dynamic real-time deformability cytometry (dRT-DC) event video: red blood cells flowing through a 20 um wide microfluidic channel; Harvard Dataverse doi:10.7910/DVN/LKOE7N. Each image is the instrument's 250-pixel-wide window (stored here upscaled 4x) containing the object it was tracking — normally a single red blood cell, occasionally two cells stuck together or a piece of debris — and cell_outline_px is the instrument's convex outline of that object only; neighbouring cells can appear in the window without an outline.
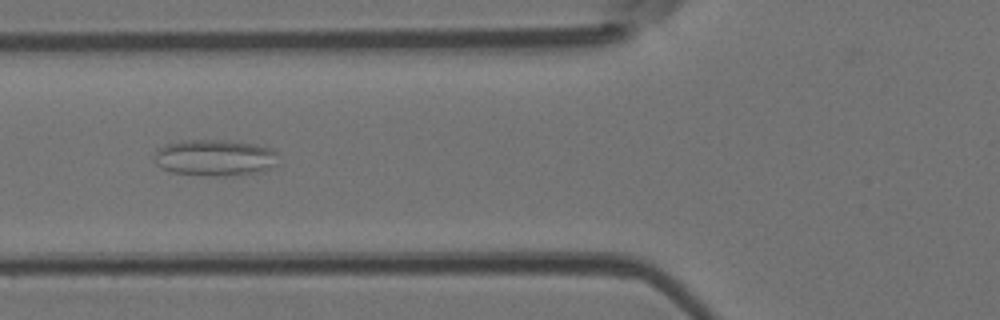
{"species": "Egyptian fruit bat (a non-hibernating species)", "species_latin": "Rousettus aegyptiacus", "temperature_condition": "room temperature", "stored_images_in_passage": 55, "camera_frame_rate_fps": 3000, "um_per_image_px": 0.085, "animal": {"sex": "female"}, "frame": {"image": 1, "passage_image": 21, "time_ms": 6.667, "image_size_px": [1000, 320], "cell_outline_px": [[276, 164], [264, 172], [224, 176], [204, 176], [172, 172], [160, 168], [156, 164], [156, 148], [164, 144], [184, 140], [232, 140], [256, 144], [272, 148], [276, 152]], "centroid_in_image_um": [18.27, 13.4], "position_along_channel_um": 107.5, "area_um2": 26.7}}
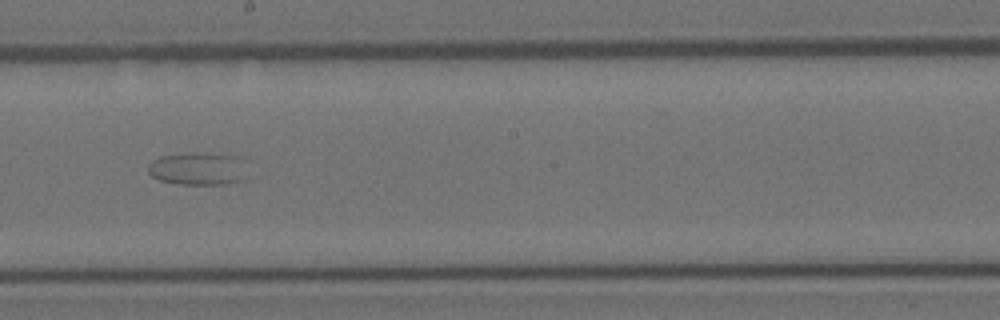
{"frame": {"image": 2, "passage_image": 31, "time_ms": 10.0, "image_size_px": [1000, 320], "cell_outline_px": [[244, 180], [228, 184], [176, 184], [160, 180], [152, 176], [148, 172], [148, 164], [152, 160], [160, 156], [184, 152], [204, 152], [240, 156]], "centroid_in_image_um": [16.76, 14.32], "position_along_channel_um": 231.4, "area_um2": 19.13}}
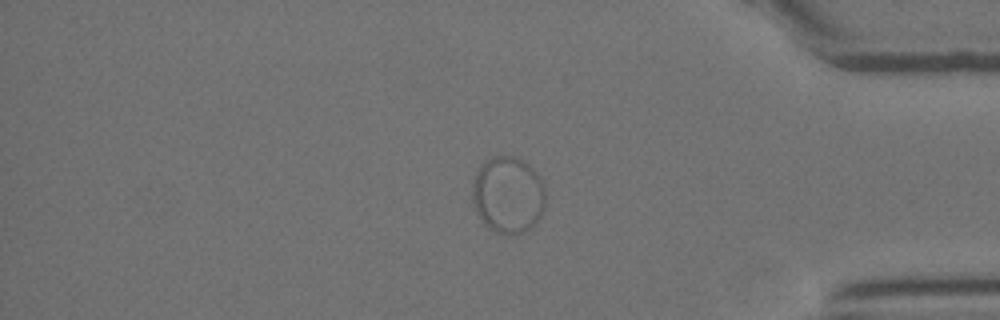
{"frame": {"image": 3, "passage_image": 46, "time_ms": 15.0, "image_size_px": [1000, 320], "cell_outline_px": [[544, 208], [540, 216], [532, 228], [524, 232], [496, 232], [488, 228], [480, 220], [476, 212], [472, 200], [472, 180], [476, 172], [492, 156], [512, 156], [528, 164], [540, 176], [544, 184]], "centroid_in_image_um": [43.17, 16.56], "position_along_channel_um": 392.0, "area_um2": 32.6}}